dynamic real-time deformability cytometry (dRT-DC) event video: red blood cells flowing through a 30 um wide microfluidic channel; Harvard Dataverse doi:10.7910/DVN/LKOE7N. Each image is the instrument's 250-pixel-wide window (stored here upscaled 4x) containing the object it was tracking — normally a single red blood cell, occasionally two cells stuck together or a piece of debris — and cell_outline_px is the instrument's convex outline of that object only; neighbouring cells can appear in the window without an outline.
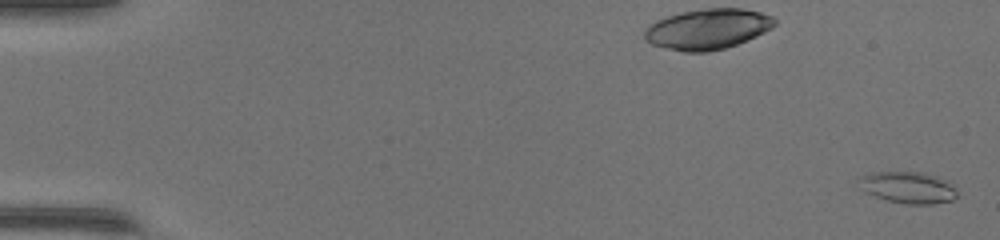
{"species": "common noctule bat (a hibernating species)", "species_latin": "Nyctalus noctula", "temperature_condition": "warm", "stored_images_in_passage": 51, "camera_frame_rate_fps": 3000, "um_per_image_px": 0.085, "animal": {"sex": "female", "body_mass_g": 17.0, "forearm_length_mm": 48.0}, "frame": {"image": 1, "passage_image": 2, "time_ms": 0.333, "image_size_px": [1000, 240], "cell_outline_px": [[956, 196], [952, 200], [932, 204], [904, 204], [884, 200], [864, 192], [852, 184], [856, 176], [872, 172], [924, 172], [940, 176], [948, 180], [956, 192]], "centroid_in_image_um": [77.04, 15.92], "position_along_channel_um": 8.0, "area_um2": 18.9}}
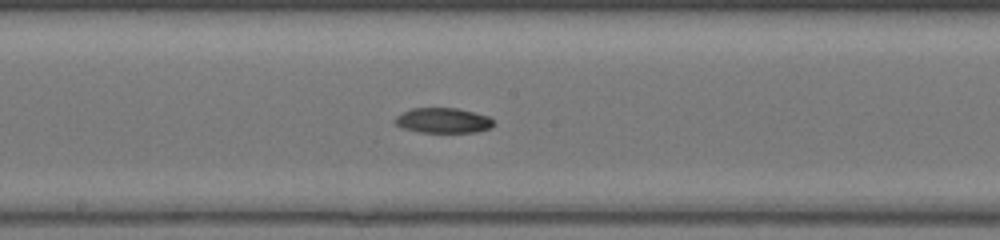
{"frame": {"image": 2, "passage_image": 29, "time_ms": 9.333, "image_size_px": [1000, 240], "cell_outline_px": [[496, 124], [492, 128], [476, 132], [420, 132], [400, 128], [392, 120], [396, 116], [412, 108], [456, 108], [488, 116]], "centroid_in_image_um": [37.65, 10.25], "position_along_channel_um": 210.6, "area_um2": 14.51}}
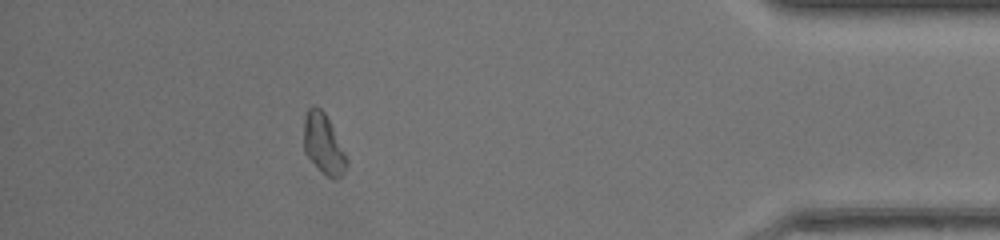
{"frame": {"image": 3, "passage_image": 46, "time_ms": 15.0, "image_size_px": [1000, 240], "cell_outline_px": [[348, 164], [344, 172], [336, 180], [328, 176], [304, 152], [304, 116], [308, 108], [320, 108], [324, 112], [348, 160]], "centroid_in_image_um": [27.49, 12.24], "position_along_channel_um": 407.7, "area_um2": 14.39}}